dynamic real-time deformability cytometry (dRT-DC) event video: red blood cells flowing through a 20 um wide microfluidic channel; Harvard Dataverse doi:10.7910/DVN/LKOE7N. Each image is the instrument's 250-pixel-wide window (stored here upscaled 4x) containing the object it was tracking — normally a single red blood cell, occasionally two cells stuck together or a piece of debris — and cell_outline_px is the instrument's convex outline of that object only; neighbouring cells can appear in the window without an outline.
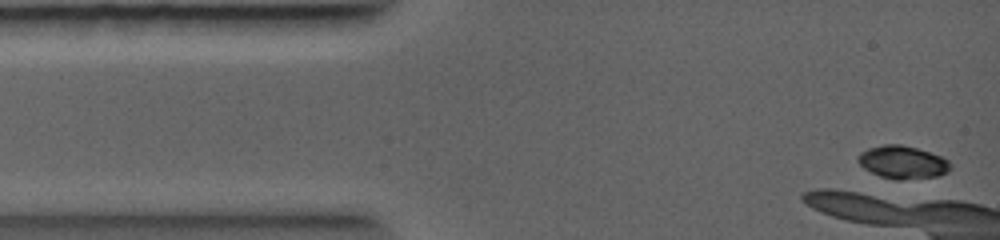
{"species": "common noctule bat (a hibernating species)", "species_latin": "Nyctalus noctula", "temperature_condition": "warm", "stored_images_in_passage": 2, "camera_frame_rate_fps": 5000, "um_per_image_px": 0.085, "animal": {"sex": "female", "body_mass_g": 19.0, "forearm_length_mm": 56.7}, "frame": {"image": 1, "passage_image": 1, "time_ms": 0.0, "image_size_px": [1000, 240], "cell_outline_px": [[948, 168], [944, 172], [936, 176], [884, 176], [872, 172], [860, 164], [860, 156], [864, 152], [872, 148], [884, 144], [900, 144], [916, 148], [940, 156], [948, 164]], "centroid_in_image_um": [76.71, 13.72], "position_along_channel_um": 8.3, "area_um2": 15.84}}